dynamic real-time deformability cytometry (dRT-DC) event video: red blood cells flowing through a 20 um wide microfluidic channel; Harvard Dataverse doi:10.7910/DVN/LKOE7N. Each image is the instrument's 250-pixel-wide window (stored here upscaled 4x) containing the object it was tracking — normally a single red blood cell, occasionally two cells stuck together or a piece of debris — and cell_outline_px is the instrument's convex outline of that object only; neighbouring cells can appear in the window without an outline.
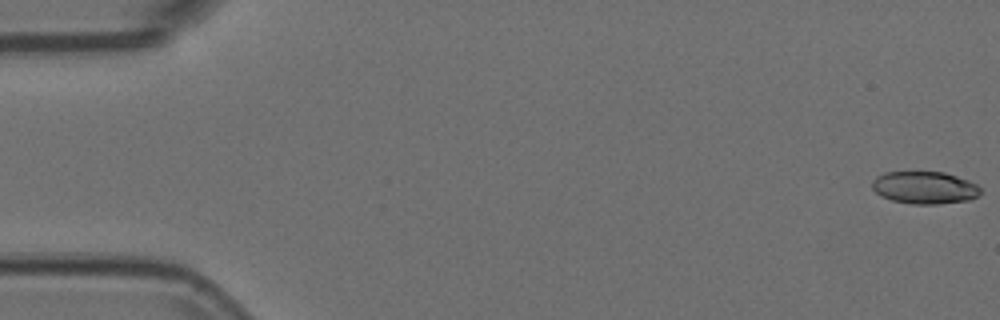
{"species": "Egyptian fruit bat (a non-hibernating species)", "species_latin": "Rousettus aegyptiacus", "temperature_condition": "room temperature", "stored_images_in_passage": 55, "camera_frame_rate_fps": 3000, "um_per_image_px": 0.085, "animal": {"sex": "female"}, "frame": {"image": 1, "passage_image": 1, "time_ms": 0.0, "image_size_px": [1000, 320], "cell_outline_px": [[980, 192], [976, 196], [968, 200], [936, 204], [912, 204], [892, 200], [880, 196], [872, 188], [872, 180], [876, 176], [884, 172], [944, 172], [968, 180], [976, 184], [980, 188]], "centroid_in_image_um": [78.55, 15.94], "position_along_channel_um": 6.5, "area_um2": 20.4}}
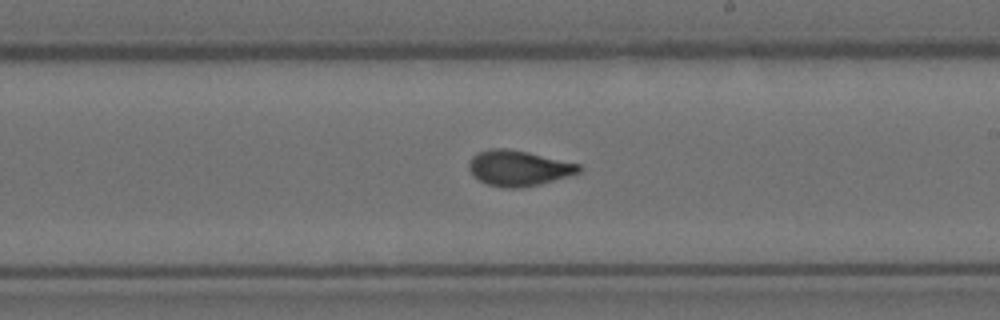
{"frame": {"image": 2, "passage_image": 32, "time_ms": 10.333, "image_size_px": [1000, 320], "cell_outline_px": [[584, 168], [580, 172], [540, 184], [520, 188], [504, 188], [488, 184], [472, 176], [468, 168], [468, 164], [472, 156], [476, 152], [488, 148], [508, 148], [528, 152], [580, 164]], "centroid_in_image_um": [44.04, 14.28], "position_along_channel_um": 245.0, "area_um2": 22.95}}
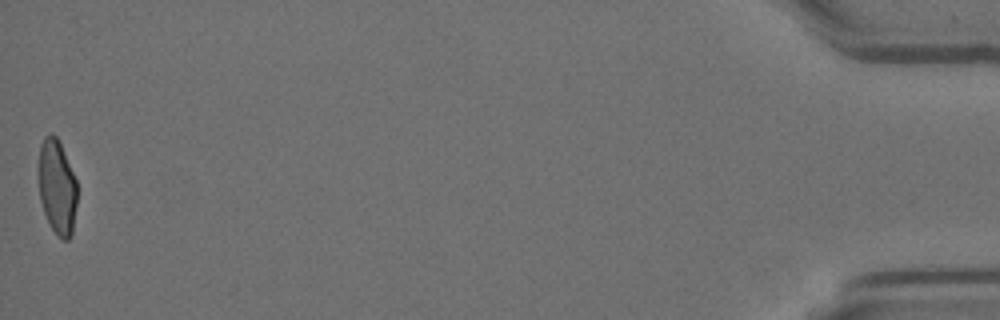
{"frame": {"image": 3, "passage_image": 55, "time_ms": 18.0, "image_size_px": [1000, 320], "cell_outline_px": [[76, 204], [72, 236], [68, 240], [60, 240], [56, 236], [44, 212], [40, 200], [40, 144], [44, 136], [52, 132], [56, 136], [60, 144], [76, 180]], "centroid_in_image_um": [4.86, 15.94], "position_along_channel_um": 430.3, "area_um2": 20.92}}